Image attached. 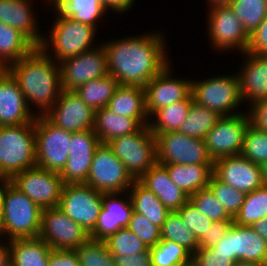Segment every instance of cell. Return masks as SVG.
Here are the masks:
<instances>
[{
  "mask_svg": "<svg viewBox=\"0 0 267 266\" xmlns=\"http://www.w3.org/2000/svg\"><path fill=\"white\" fill-rule=\"evenodd\" d=\"M197 266H232L233 261L223 253H213L210 248H198L192 255Z\"/></svg>",
  "mask_w": 267,
  "mask_h": 266,
  "instance_id": "c3c4849f",
  "label": "cell"
},
{
  "mask_svg": "<svg viewBox=\"0 0 267 266\" xmlns=\"http://www.w3.org/2000/svg\"><path fill=\"white\" fill-rule=\"evenodd\" d=\"M103 195L85 183L64 184L58 208L90 233L97 223Z\"/></svg>",
  "mask_w": 267,
  "mask_h": 266,
  "instance_id": "7c38bea8",
  "label": "cell"
},
{
  "mask_svg": "<svg viewBox=\"0 0 267 266\" xmlns=\"http://www.w3.org/2000/svg\"><path fill=\"white\" fill-rule=\"evenodd\" d=\"M193 101L217 112L221 116L235 115L242 103L238 75L220 76L191 83ZM231 112V113H230Z\"/></svg>",
  "mask_w": 267,
  "mask_h": 266,
  "instance_id": "ba28073f",
  "label": "cell"
},
{
  "mask_svg": "<svg viewBox=\"0 0 267 266\" xmlns=\"http://www.w3.org/2000/svg\"><path fill=\"white\" fill-rule=\"evenodd\" d=\"M247 52L267 55V16L250 36Z\"/></svg>",
  "mask_w": 267,
  "mask_h": 266,
  "instance_id": "f907efd6",
  "label": "cell"
},
{
  "mask_svg": "<svg viewBox=\"0 0 267 266\" xmlns=\"http://www.w3.org/2000/svg\"><path fill=\"white\" fill-rule=\"evenodd\" d=\"M10 182L42 210L58 207L64 187L60 173L38 166L16 174Z\"/></svg>",
  "mask_w": 267,
  "mask_h": 266,
  "instance_id": "8fae6325",
  "label": "cell"
},
{
  "mask_svg": "<svg viewBox=\"0 0 267 266\" xmlns=\"http://www.w3.org/2000/svg\"><path fill=\"white\" fill-rule=\"evenodd\" d=\"M39 238L53 250H74L89 238V233L58 207H52L42 210Z\"/></svg>",
  "mask_w": 267,
  "mask_h": 266,
  "instance_id": "5bb4252c",
  "label": "cell"
},
{
  "mask_svg": "<svg viewBox=\"0 0 267 266\" xmlns=\"http://www.w3.org/2000/svg\"><path fill=\"white\" fill-rule=\"evenodd\" d=\"M30 7L29 0H0V21L19 30L39 47L44 37L37 31V23Z\"/></svg>",
  "mask_w": 267,
  "mask_h": 266,
  "instance_id": "484cf974",
  "label": "cell"
},
{
  "mask_svg": "<svg viewBox=\"0 0 267 266\" xmlns=\"http://www.w3.org/2000/svg\"><path fill=\"white\" fill-rule=\"evenodd\" d=\"M80 266H116L105 241L88 238L74 249Z\"/></svg>",
  "mask_w": 267,
  "mask_h": 266,
  "instance_id": "60d3db41",
  "label": "cell"
},
{
  "mask_svg": "<svg viewBox=\"0 0 267 266\" xmlns=\"http://www.w3.org/2000/svg\"><path fill=\"white\" fill-rule=\"evenodd\" d=\"M241 155L257 165H262L267 160V132L256 130L249 125L244 135Z\"/></svg>",
  "mask_w": 267,
  "mask_h": 266,
  "instance_id": "f6af8a7d",
  "label": "cell"
},
{
  "mask_svg": "<svg viewBox=\"0 0 267 266\" xmlns=\"http://www.w3.org/2000/svg\"><path fill=\"white\" fill-rule=\"evenodd\" d=\"M210 1L211 8H216V7H224V6H230L233 0H208Z\"/></svg>",
  "mask_w": 267,
  "mask_h": 266,
  "instance_id": "680465c9",
  "label": "cell"
},
{
  "mask_svg": "<svg viewBox=\"0 0 267 266\" xmlns=\"http://www.w3.org/2000/svg\"><path fill=\"white\" fill-rule=\"evenodd\" d=\"M162 38L159 33H152L102 44L107 54L108 74L120 85L144 88L169 64Z\"/></svg>",
  "mask_w": 267,
  "mask_h": 266,
  "instance_id": "6da1fadb",
  "label": "cell"
},
{
  "mask_svg": "<svg viewBox=\"0 0 267 266\" xmlns=\"http://www.w3.org/2000/svg\"><path fill=\"white\" fill-rule=\"evenodd\" d=\"M249 111V125L256 130L267 132V100L251 104Z\"/></svg>",
  "mask_w": 267,
  "mask_h": 266,
  "instance_id": "816d5d0a",
  "label": "cell"
},
{
  "mask_svg": "<svg viewBox=\"0 0 267 266\" xmlns=\"http://www.w3.org/2000/svg\"><path fill=\"white\" fill-rule=\"evenodd\" d=\"M208 188L215 198L224 206L227 213L234 219L244 203L245 193L218 180L212 175Z\"/></svg>",
  "mask_w": 267,
  "mask_h": 266,
  "instance_id": "b9f144b4",
  "label": "cell"
},
{
  "mask_svg": "<svg viewBox=\"0 0 267 266\" xmlns=\"http://www.w3.org/2000/svg\"><path fill=\"white\" fill-rule=\"evenodd\" d=\"M59 67L62 89L75 91L85 82L108 75L107 54L100 45L99 48L64 59Z\"/></svg>",
  "mask_w": 267,
  "mask_h": 266,
  "instance_id": "2e32d148",
  "label": "cell"
},
{
  "mask_svg": "<svg viewBox=\"0 0 267 266\" xmlns=\"http://www.w3.org/2000/svg\"><path fill=\"white\" fill-rule=\"evenodd\" d=\"M247 56L242 72L238 73L242 101L250 104L267 100V55L243 53Z\"/></svg>",
  "mask_w": 267,
  "mask_h": 266,
  "instance_id": "cb8c5ba5",
  "label": "cell"
},
{
  "mask_svg": "<svg viewBox=\"0 0 267 266\" xmlns=\"http://www.w3.org/2000/svg\"><path fill=\"white\" fill-rule=\"evenodd\" d=\"M100 144L94 130L72 132L69 157L60 173L64 184L86 183L94 152Z\"/></svg>",
  "mask_w": 267,
  "mask_h": 266,
  "instance_id": "ffe728a7",
  "label": "cell"
},
{
  "mask_svg": "<svg viewBox=\"0 0 267 266\" xmlns=\"http://www.w3.org/2000/svg\"><path fill=\"white\" fill-rule=\"evenodd\" d=\"M169 66L168 64L144 87L148 116L163 107L185 100L191 94L192 82L186 79L171 78Z\"/></svg>",
  "mask_w": 267,
  "mask_h": 266,
  "instance_id": "44dd1931",
  "label": "cell"
},
{
  "mask_svg": "<svg viewBox=\"0 0 267 266\" xmlns=\"http://www.w3.org/2000/svg\"><path fill=\"white\" fill-rule=\"evenodd\" d=\"M117 115L134 118L142 126H148L145 89L140 86L120 85L107 106Z\"/></svg>",
  "mask_w": 267,
  "mask_h": 266,
  "instance_id": "4316f807",
  "label": "cell"
},
{
  "mask_svg": "<svg viewBox=\"0 0 267 266\" xmlns=\"http://www.w3.org/2000/svg\"><path fill=\"white\" fill-rule=\"evenodd\" d=\"M35 166V121L0 126V173L5 180Z\"/></svg>",
  "mask_w": 267,
  "mask_h": 266,
  "instance_id": "3957f363",
  "label": "cell"
},
{
  "mask_svg": "<svg viewBox=\"0 0 267 266\" xmlns=\"http://www.w3.org/2000/svg\"><path fill=\"white\" fill-rule=\"evenodd\" d=\"M156 140L157 162L164 164L213 165L204 139L189 137L178 131L153 134Z\"/></svg>",
  "mask_w": 267,
  "mask_h": 266,
  "instance_id": "9c48e42d",
  "label": "cell"
},
{
  "mask_svg": "<svg viewBox=\"0 0 267 266\" xmlns=\"http://www.w3.org/2000/svg\"><path fill=\"white\" fill-rule=\"evenodd\" d=\"M129 195L133 204V211L148 218L160 229L171 212L165 207L158 197L138 180H135L131 186Z\"/></svg>",
  "mask_w": 267,
  "mask_h": 266,
  "instance_id": "1f68e13d",
  "label": "cell"
},
{
  "mask_svg": "<svg viewBox=\"0 0 267 266\" xmlns=\"http://www.w3.org/2000/svg\"><path fill=\"white\" fill-rule=\"evenodd\" d=\"M267 216V186L247 193L239 213L233 219L237 225L252 226L255 222Z\"/></svg>",
  "mask_w": 267,
  "mask_h": 266,
  "instance_id": "74e56055",
  "label": "cell"
},
{
  "mask_svg": "<svg viewBox=\"0 0 267 266\" xmlns=\"http://www.w3.org/2000/svg\"><path fill=\"white\" fill-rule=\"evenodd\" d=\"M7 180H5V178L1 175V173H0V184H5V182H6Z\"/></svg>",
  "mask_w": 267,
  "mask_h": 266,
  "instance_id": "e7e4bbea",
  "label": "cell"
},
{
  "mask_svg": "<svg viewBox=\"0 0 267 266\" xmlns=\"http://www.w3.org/2000/svg\"><path fill=\"white\" fill-rule=\"evenodd\" d=\"M55 10L59 15L56 17L49 41L53 48L54 60L61 62L92 49L96 29L64 16L56 7Z\"/></svg>",
  "mask_w": 267,
  "mask_h": 266,
  "instance_id": "30bf717a",
  "label": "cell"
},
{
  "mask_svg": "<svg viewBox=\"0 0 267 266\" xmlns=\"http://www.w3.org/2000/svg\"><path fill=\"white\" fill-rule=\"evenodd\" d=\"M0 266H10L9 243L7 246L0 244Z\"/></svg>",
  "mask_w": 267,
  "mask_h": 266,
  "instance_id": "6f0895ef",
  "label": "cell"
},
{
  "mask_svg": "<svg viewBox=\"0 0 267 266\" xmlns=\"http://www.w3.org/2000/svg\"><path fill=\"white\" fill-rule=\"evenodd\" d=\"M142 125L134 118L117 115L109 108L104 107L95 111L94 127L101 143L137 132Z\"/></svg>",
  "mask_w": 267,
  "mask_h": 266,
  "instance_id": "f546056e",
  "label": "cell"
},
{
  "mask_svg": "<svg viewBox=\"0 0 267 266\" xmlns=\"http://www.w3.org/2000/svg\"><path fill=\"white\" fill-rule=\"evenodd\" d=\"M42 209L10 181L3 186V215L0 234L8 240L39 237Z\"/></svg>",
  "mask_w": 267,
  "mask_h": 266,
  "instance_id": "277c9868",
  "label": "cell"
},
{
  "mask_svg": "<svg viewBox=\"0 0 267 266\" xmlns=\"http://www.w3.org/2000/svg\"><path fill=\"white\" fill-rule=\"evenodd\" d=\"M9 249L10 266H48L53 250L39 237L9 240Z\"/></svg>",
  "mask_w": 267,
  "mask_h": 266,
  "instance_id": "f1b7e54d",
  "label": "cell"
},
{
  "mask_svg": "<svg viewBox=\"0 0 267 266\" xmlns=\"http://www.w3.org/2000/svg\"><path fill=\"white\" fill-rule=\"evenodd\" d=\"M64 16L96 28V22L107 10L100 0H50Z\"/></svg>",
  "mask_w": 267,
  "mask_h": 266,
  "instance_id": "836d02e7",
  "label": "cell"
},
{
  "mask_svg": "<svg viewBox=\"0 0 267 266\" xmlns=\"http://www.w3.org/2000/svg\"><path fill=\"white\" fill-rule=\"evenodd\" d=\"M208 15L209 37L214 48L222 51L238 48L243 53L247 51L250 36L230 6L210 9Z\"/></svg>",
  "mask_w": 267,
  "mask_h": 266,
  "instance_id": "ac0fdd59",
  "label": "cell"
},
{
  "mask_svg": "<svg viewBox=\"0 0 267 266\" xmlns=\"http://www.w3.org/2000/svg\"><path fill=\"white\" fill-rule=\"evenodd\" d=\"M233 221H213L209 230L198 240L199 248H212L227 233Z\"/></svg>",
  "mask_w": 267,
  "mask_h": 266,
  "instance_id": "681fc988",
  "label": "cell"
},
{
  "mask_svg": "<svg viewBox=\"0 0 267 266\" xmlns=\"http://www.w3.org/2000/svg\"><path fill=\"white\" fill-rule=\"evenodd\" d=\"M120 86L111 75L85 82L75 92L94 111L107 107L113 94Z\"/></svg>",
  "mask_w": 267,
  "mask_h": 266,
  "instance_id": "d6a6232c",
  "label": "cell"
},
{
  "mask_svg": "<svg viewBox=\"0 0 267 266\" xmlns=\"http://www.w3.org/2000/svg\"><path fill=\"white\" fill-rule=\"evenodd\" d=\"M134 181L109 145L101 143L94 152L85 184L101 193L122 195L126 190H130Z\"/></svg>",
  "mask_w": 267,
  "mask_h": 266,
  "instance_id": "52a82bcc",
  "label": "cell"
},
{
  "mask_svg": "<svg viewBox=\"0 0 267 266\" xmlns=\"http://www.w3.org/2000/svg\"><path fill=\"white\" fill-rule=\"evenodd\" d=\"M116 266H152L149 248L133 255L112 254Z\"/></svg>",
  "mask_w": 267,
  "mask_h": 266,
  "instance_id": "f5cc1de1",
  "label": "cell"
},
{
  "mask_svg": "<svg viewBox=\"0 0 267 266\" xmlns=\"http://www.w3.org/2000/svg\"><path fill=\"white\" fill-rule=\"evenodd\" d=\"M35 47L19 30L0 21V69H7Z\"/></svg>",
  "mask_w": 267,
  "mask_h": 266,
  "instance_id": "4dcf8cb0",
  "label": "cell"
},
{
  "mask_svg": "<svg viewBox=\"0 0 267 266\" xmlns=\"http://www.w3.org/2000/svg\"><path fill=\"white\" fill-rule=\"evenodd\" d=\"M261 166V173L264 185L267 186V160H265Z\"/></svg>",
  "mask_w": 267,
  "mask_h": 266,
  "instance_id": "94428289",
  "label": "cell"
},
{
  "mask_svg": "<svg viewBox=\"0 0 267 266\" xmlns=\"http://www.w3.org/2000/svg\"><path fill=\"white\" fill-rule=\"evenodd\" d=\"M213 175L223 183L245 194L264 185L261 166L251 162L241 154L215 160Z\"/></svg>",
  "mask_w": 267,
  "mask_h": 266,
  "instance_id": "d6986e66",
  "label": "cell"
},
{
  "mask_svg": "<svg viewBox=\"0 0 267 266\" xmlns=\"http://www.w3.org/2000/svg\"><path fill=\"white\" fill-rule=\"evenodd\" d=\"M161 240H172L186 248L192 255L199 248L198 239L184 224L177 211H171L161 229Z\"/></svg>",
  "mask_w": 267,
  "mask_h": 266,
  "instance_id": "8d00e7d4",
  "label": "cell"
},
{
  "mask_svg": "<svg viewBox=\"0 0 267 266\" xmlns=\"http://www.w3.org/2000/svg\"><path fill=\"white\" fill-rule=\"evenodd\" d=\"M192 102L193 98L190 94L185 100L173 103L157 110L153 114L157 119L153 120L152 123H148L150 131L153 134H163L169 131H178L188 115Z\"/></svg>",
  "mask_w": 267,
  "mask_h": 266,
  "instance_id": "e575fe53",
  "label": "cell"
},
{
  "mask_svg": "<svg viewBox=\"0 0 267 266\" xmlns=\"http://www.w3.org/2000/svg\"><path fill=\"white\" fill-rule=\"evenodd\" d=\"M111 254L133 255L148 247L127 227L120 228L104 240Z\"/></svg>",
  "mask_w": 267,
  "mask_h": 266,
  "instance_id": "7bdbcfd3",
  "label": "cell"
},
{
  "mask_svg": "<svg viewBox=\"0 0 267 266\" xmlns=\"http://www.w3.org/2000/svg\"><path fill=\"white\" fill-rule=\"evenodd\" d=\"M251 227L267 241V216L255 222Z\"/></svg>",
  "mask_w": 267,
  "mask_h": 266,
  "instance_id": "9f6ffc18",
  "label": "cell"
},
{
  "mask_svg": "<svg viewBox=\"0 0 267 266\" xmlns=\"http://www.w3.org/2000/svg\"><path fill=\"white\" fill-rule=\"evenodd\" d=\"M44 116L59 128L80 132L93 130L95 111L75 91L62 89L58 100Z\"/></svg>",
  "mask_w": 267,
  "mask_h": 266,
  "instance_id": "e0dca14e",
  "label": "cell"
},
{
  "mask_svg": "<svg viewBox=\"0 0 267 266\" xmlns=\"http://www.w3.org/2000/svg\"><path fill=\"white\" fill-rule=\"evenodd\" d=\"M221 115L207 107L191 103L188 115L178 132L189 137L204 139L215 126Z\"/></svg>",
  "mask_w": 267,
  "mask_h": 266,
  "instance_id": "d590c367",
  "label": "cell"
},
{
  "mask_svg": "<svg viewBox=\"0 0 267 266\" xmlns=\"http://www.w3.org/2000/svg\"><path fill=\"white\" fill-rule=\"evenodd\" d=\"M138 181L152 191L170 211L179 210L189 200V196L171 181L166 168L158 162Z\"/></svg>",
  "mask_w": 267,
  "mask_h": 266,
  "instance_id": "d4e9b609",
  "label": "cell"
},
{
  "mask_svg": "<svg viewBox=\"0 0 267 266\" xmlns=\"http://www.w3.org/2000/svg\"><path fill=\"white\" fill-rule=\"evenodd\" d=\"M71 135L72 132L55 126L45 116H36V166L61 173L69 157Z\"/></svg>",
  "mask_w": 267,
  "mask_h": 266,
  "instance_id": "8992f818",
  "label": "cell"
},
{
  "mask_svg": "<svg viewBox=\"0 0 267 266\" xmlns=\"http://www.w3.org/2000/svg\"><path fill=\"white\" fill-rule=\"evenodd\" d=\"M230 7L249 36L267 16V0H233Z\"/></svg>",
  "mask_w": 267,
  "mask_h": 266,
  "instance_id": "f35d334b",
  "label": "cell"
},
{
  "mask_svg": "<svg viewBox=\"0 0 267 266\" xmlns=\"http://www.w3.org/2000/svg\"><path fill=\"white\" fill-rule=\"evenodd\" d=\"M232 266H263V264L253 263V262L243 261V260H237L233 263Z\"/></svg>",
  "mask_w": 267,
  "mask_h": 266,
  "instance_id": "91938a15",
  "label": "cell"
},
{
  "mask_svg": "<svg viewBox=\"0 0 267 266\" xmlns=\"http://www.w3.org/2000/svg\"><path fill=\"white\" fill-rule=\"evenodd\" d=\"M48 46L49 42L43 39L39 47L7 68L18 82L28 107L31 102L37 105L40 116L53 107L62 91L59 63L49 56Z\"/></svg>",
  "mask_w": 267,
  "mask_h": 266,
  "instance_id": "7a4b0ae2",
  "label": "cell"
},
{
  "mask_svg": "<svg viewBox=\"0 0 267 266\" xmlns=\"http://www.w3.org/2000/svg\"><path fill=\"white\" fill-rule=\"evenodd\" d=\"M248 126L247 113L221 116L204 138L208 153L213 161L223 157L240 155Z\"/></svg>",
  "mask_w": 267,
  "mask_h": 266,
  "instance_id": "9a60e30c",
  "label": "cell"
},
{
  "mask_svg": "<svg viewBox=\"0 0 267 266\" xmlns=\"http://www.w3.org/2000/svg\"><path fill=\"white\" fill-rule=\"evenodd\" d=\"M127 228L132 231L148 247L155 246L161 241L160 228L145 216L132 212Z\"/></svg>",
  "mask_w": 267,
  "mask_h": 266,
  "instance_id": "bcb514c9",
  "label": "cell"
},
{
  "mask_svg": "<svg viewBox=\"0 0 267 266\" xmlns=\"http://www.w3.org/2000/svg\"><path fill=\"white\" fill-rule=\"evenodd\" d=\"M213 253H223L233 261L243 260L264 264L267 262V241L250 226L233 222L227 233L212 248Z\"/></svg>",
  "mask_w": 267,
  "mask_h": 266,
  "instance_id": "4fadbf2b",
  "label": "cell"
},
{
  "mask_svg": "<svg viewBox=\"0 0 267 266\" xmlns=\"http://www.w3.org/2000/svg\"><path fill=\"white\" fill-rule=\"evenodd\" d=\"M149 250L152 266H182L192 260V254L172 240H161Z\"/></svg>",
  "mask_w": 267,
  "mask_h": 266,
  "instance_id": "ab89813d",
  "label": "cell"
},
{
  "mask_svg": "<svg viewBox=\"0 0 267 266\" xmlns=\"http://www.w3.org/2000/svg\"><path fill=\"white\" fill-rule=\"evenodd\" d=\"M163 166L171 181L189 197L207 188L213 175V165L164 164Z\"/></svg>",
  "mask_w": 267,
  "mask_h": 266,
  "instance_id": "83f0119b",
  "label": "cell"
},
{
  "mask_svg": "<svg viewBox=\"0 0 267 266\" xmlns=\"http://www.w3.org/2000/svg\"><path fill=\"white\" fill-rule=\"evenodd\" d=\"M107 144L134 180H139L157 163L156 140L149 126H142L137 132L117 137Z\"/></svg>",
  "mask_w": 267,
  "mask_h": 266,
  "instance_id": "5b68a950",
  "label": "cell"
},
{
  "mask_svg": "<svg viewBox=\"0 0 267 266\" xmlns=\"http://www.w3.org/2000/svg\"><path fill=\"white\" fill-rule=\"evenodd\" d=\"M116 195L118 193H104L98 220L89 238L104 241L120 228L128 226L133 212L131 197L126 194L127 201H124Z\"/></svg>",
  "mask_w": 267,
  "mask_h": 266,
  "instance_id": "603a6c76",
  "label": "cell"
},
{
  "mask_svg": "<svg viewBox=\"0 0 267 266\" xmlns=\"http://www.w3.org/2000/svg\"><path fill=\"white\" fill-rule=\"evenodd\" d=\"M189 200L203 215L212 221H233V218L208 187L190 196Z\"/></svg>",
  "mask_w": 267,
  "mask_h": 266,
  "instance_id": "ee69618b",
  "label": "cell"
},
{
  "mask_svg": "<svg viewBox=\"0 0 267 266\" xmlns=\"http://www.w3.org/2000/svg\"><path fill=\"white\" fill-rule=\"evenodd\" d=\"M182 266H197L193 260L189 261L188 263H185L184 265Z\"/></svg>",
  "mask_w": 267,
  "mask_h": 266,
  "instance_id": "be15d7a7",
  "label": "cell"
},
{
  "mask_svg": "<svg viewBox=\"0 0 267 266\" xmlns=\"http://www.w3.org/2000/svg\"><path fill=\"white\" fill-rule=\"evenodd\" d=\"M48 266H80L74 250H52Z\"/></svg>",
  "mask_w": 267,
  "mask_h": 266,
  "instance_id": "db71d44e",
  "label": "cell"
},
{
  "mask_svg": "<svg viewBox=\"0 0 267 266\" xmlns=\"http://www.w3.org/2000/svg\"><path fill=\"white\" fill-rule=\"evenodd\" d=\"M177 212L184 224L199 238L210 229L212 220L203 215L194 204L188 200Z\"/></svg>",
  "mask_w": 267,
  "mask_h": 266,
  "instance_id": "7dc6e473",
  "label": "cell"
},
{
  "mask_svg": "<svg viewBox=\"0 0 267 266\" xmlns=\"http://www.w3.org/2000/svg\"><path fill=\"white\" fill-rule=\"evenodd\" d=\"M106 9H113L118 13L128 11L135 0H100Z\"/></svg>",
  "mask_w": 267,
  "mask_h": 266,
  "instance_id": "11a10c76",
  "label": "cell"
},
{
  "mask_svg": "<svg viewBox=\"0 0 267 266\" xmlns=\"http://www.w3.org/2000/svg\"><path fill=\"white\" fill-rule=\"evenodd\" d=\"M16 79L0 69V126L24 125L35 121Z\"/></svg>",
  "mask_w": 267,
  "mask_h": 266,
  "instance_id": "7402d4cb",
  "label": "cell"
},
{
  "mask_svg": "<svg viewBox=\"0 0 267 266\" xmlns=\"http://www.w3.org/2000/svg\"><path fill=\"white\" fill-rule=\"evenodd\" d=\"M3 186L4 184H0V223L3 215Z\"/></svg>",
  "mask_w": 267,
  "mask_h": 266,
  "instance_id": "6125c7cd",
  "label": "cell"
}]
</instances>
